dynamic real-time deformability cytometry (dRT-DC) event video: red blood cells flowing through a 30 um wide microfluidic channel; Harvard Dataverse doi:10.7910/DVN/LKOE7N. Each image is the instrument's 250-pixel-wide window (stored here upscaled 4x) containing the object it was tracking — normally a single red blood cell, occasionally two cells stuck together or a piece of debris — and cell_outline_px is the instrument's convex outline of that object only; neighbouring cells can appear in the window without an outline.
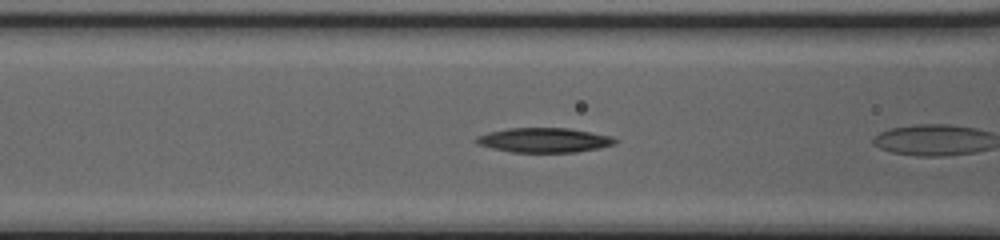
{"species": "common noctule bat (a hibernating species)", "species_latin": "Nyctalus noctula", "temperature_condition": "cold", "stored_images_in_passage": 7, "camera_frame_rate_fps": 3000, "um_per_image_px": 0.085, "animal": {"sex": "female", "body_mass_g": 20.0, "forearm_length_mm": 54.0}, "frame": {"image": 1, "passage_image": 5, "time_ms": 1.333, "image_size_px": [1000, 240], "cell_outline_px": [[616, 144], [600, 148], [576, 152], [512, 152], [492, 148], [476, 144], [472, 140], [476, 136], [488, 132], [508, 128], [568, 128], [612, 136], [616, 140]], "centroid_in_image_um": [46.21, 11.91], "position_along_channel_um": 120.4, "area_um2": 20.0}}